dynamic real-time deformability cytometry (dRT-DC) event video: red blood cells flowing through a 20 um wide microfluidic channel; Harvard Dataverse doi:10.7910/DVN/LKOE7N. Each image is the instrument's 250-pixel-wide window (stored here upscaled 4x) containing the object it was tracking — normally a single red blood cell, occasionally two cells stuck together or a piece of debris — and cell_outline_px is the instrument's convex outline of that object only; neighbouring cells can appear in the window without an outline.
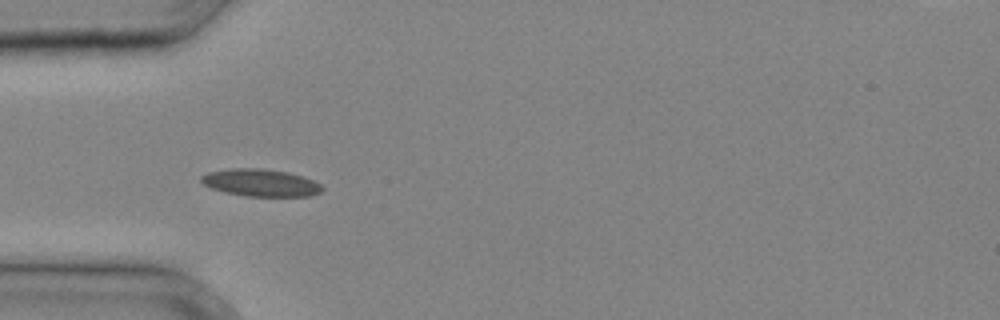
{"species": "common noctule bat (a hibernating species)", "species_latin": "Nyctalus noctula", "temperature_condition": "cold", "stored_images_in_passage": 33, "camera_frame_rate_fps": 3000, "um_per_image_px": 0.085, "animal": {"sex": "male", "body_mass_g": 20.4}, "frame": {"image": 1, "passage_image": 10, "time_ms": 3.0, "image_size_px": [1000, 320], "cell_outline_px": [[324, 188], [320, 192], [308, 196], [244, 196], [224, 192], [212, 188], [204, 184], [200, 180], [200, 176], [208, 172], [232, 168], [260, 168], [288, 172], [304, 176], [320, 184]], "centroid_in_image_um": [22.14, 15.53], "position_along_channel_um": 62.9, "area_um2": 19.25}}
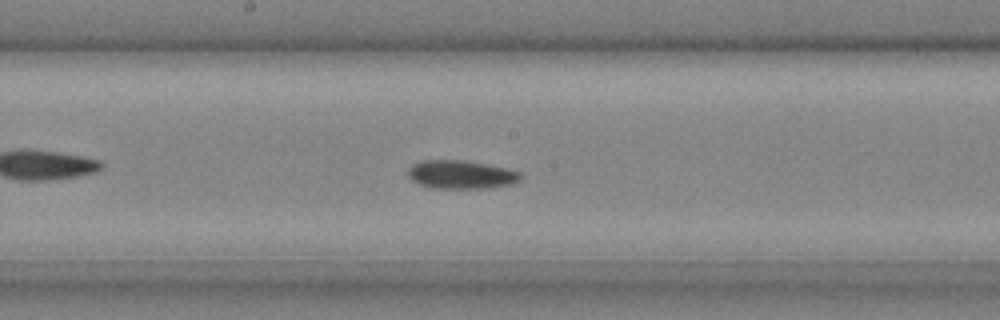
{"frame": {"image": 2, "passage_image": 18, "time_ms": 5.667, "image_size_px": [1000, 320], "cell_outline_px": [[520, 180], [512, 184], [484, 188], [432, 188], [420, 184], [412, 180], [408, 176], [408, 168], [412, 164], [420, 160], [464, 160], [488, 164], [520, 172]], "centroid_in_image_um": [39.15, 14.83], "position_along_channel_um": 209.1, "area_um2": 18.61}}
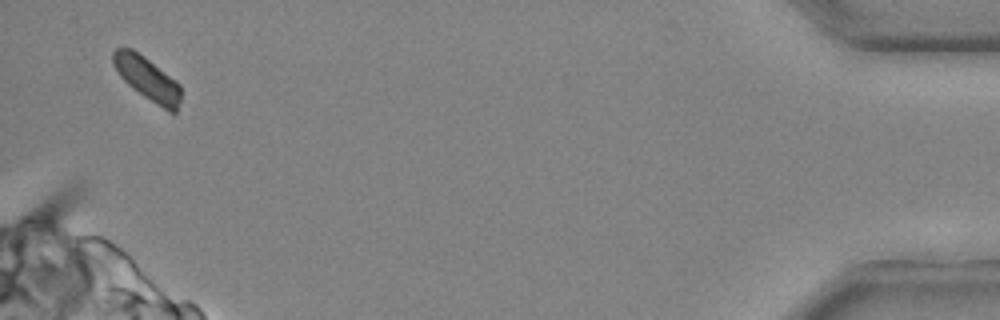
{"frame": {"image": 3, "passage_image": 33, "time_ms": 10.667, "image_size_px": [1000, 320], "cell_outline_px": [[180, 100], [176, 112], [168, 112], [132, 88], [120, 76], [112, 64], [112, 52], [116, 48], [132, 48], [144, 56], [176, 80], [180, 84]], "centroid_in_image_um": [12.51, 6.67], "position_along_channel_um": 422.7, "area_um2": 17.11}}